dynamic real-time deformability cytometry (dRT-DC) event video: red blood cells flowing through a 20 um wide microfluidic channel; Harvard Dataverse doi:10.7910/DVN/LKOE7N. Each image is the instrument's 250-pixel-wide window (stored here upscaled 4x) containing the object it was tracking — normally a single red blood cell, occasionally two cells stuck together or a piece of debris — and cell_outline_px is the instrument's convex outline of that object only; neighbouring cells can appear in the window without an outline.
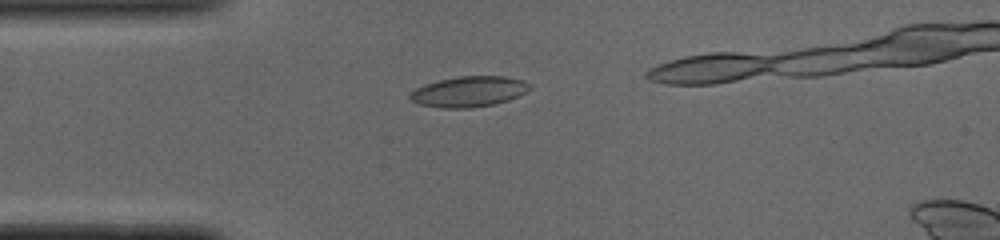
{"species": "common noctule bat (a hibernating species)", "species_latin": "Nyctalus noctula", "temperature_condition": "cold", "stored_images_in_passage": 31, "camera_frame_rate_fps": 3000, "um_per_image_px": 0.085, "animal": {"sex": "male", "body_mass_g": 19.0, "forearm_length_mm": 50.8}, "frame": {"image": 1, "passage_image": 2, "time_ms": 0.333, "image_size_px": [1000, 240], "cell_outline_px": [[532, 88], [508, 100], [492, 104], [468, 108], [440, 108], [420, 104], [412, 100], [408, 96], [416, 88], [424, 84], [440, 80], [460, 76], [504, 76], [524, 80], [532, 84]], "centroid_in_image_um": [39.87, 7.77], "position_along_channel_um": 45.1, "area_um2": 21.15}}
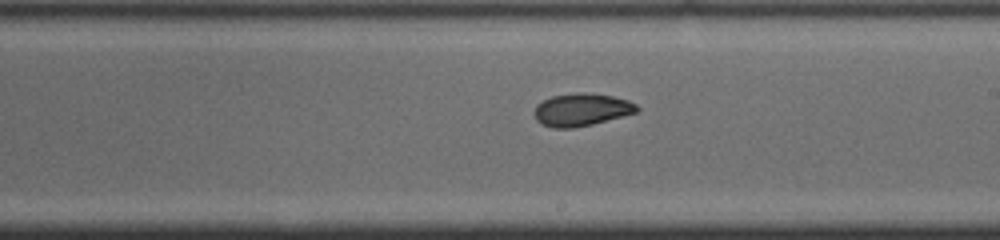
{"frame": {"image": 2, "passage_image": 18, "time_ms": 5.667, "image_size_px": [1000, 240], "cell_outline_px": [[640, 108], [636, 112], [592, 124], [572, 128], [552, 128], [540, 124], [536, 120], [532, 112], [536, 104], [552, 96], [576, 92], [584, 92], [612, 96], [628, 100], [636, 104]], "centroid_in_image_um": [49.37, 9.32], "position_along_channel_um": 239.6, "area_um2": 19.59}}
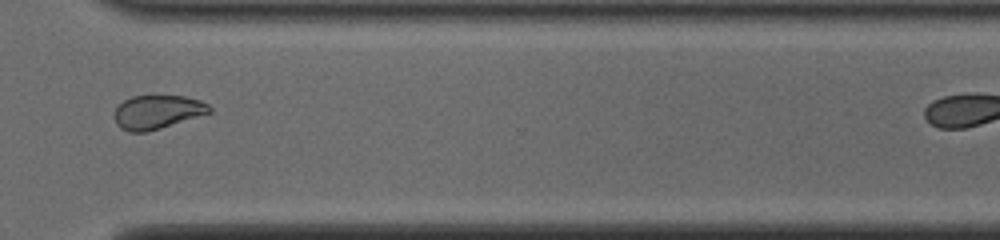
{"frame": {"image": 3, "passage_image": 27, "time_ms": 8.667, "image_size_px": [1000, 240], "cell_outline_px": [[212, 112], [160, 128], [144, 132], [128, 132], [120, 128], [116, 124], [116, 108], [124, 100], [132, 96], [184, 96], [200, 100], [208, 104], [212, 108]], "centroid_in_image_um": [13.39, 9.52], "position_along_channel_um": 357.2, "area_um2": 18.5}}